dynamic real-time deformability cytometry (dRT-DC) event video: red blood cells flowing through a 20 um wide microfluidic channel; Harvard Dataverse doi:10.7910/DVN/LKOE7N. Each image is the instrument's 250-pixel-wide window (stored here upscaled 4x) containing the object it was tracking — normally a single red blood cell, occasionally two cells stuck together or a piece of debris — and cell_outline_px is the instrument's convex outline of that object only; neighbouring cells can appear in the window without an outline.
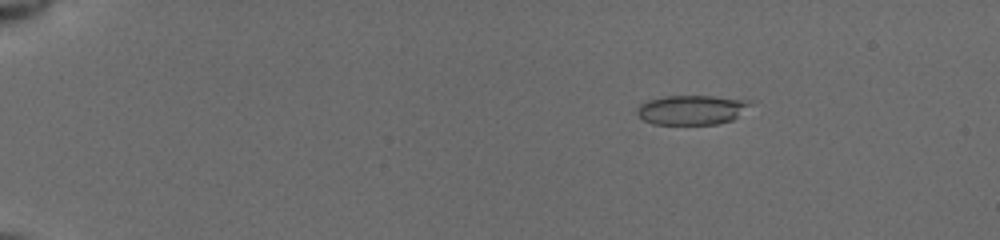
{"species": "common noctule bat (a hibernating species)", "species_latin": "Nyctalus noctula", "temperature_condition": "cold", "stored_images_in_passage": 19, "camera_frame_rate_fps": 3000, "um_per_image_px": 0.085, "animal": {"sex": "female", "body_mass_g": 19.5, "forearm_length_mm": 54.1}, "frame": {"image": 1, "passage_image": 3, "time_ms": 2.333, "image_size_px": [1000, 240], "cell_outline_px": [[752, 104], [732, 120], [716, 124], [652, 124], [644, 120], [636, 112], [636, 108], [640, 104], [648, 100], [664, 96], [712, 96], [752, 100]], "centroid_in_image_um": [58.79, 9.33], "position_along_channel_um": 26.2, "area_um2": 19.48}}
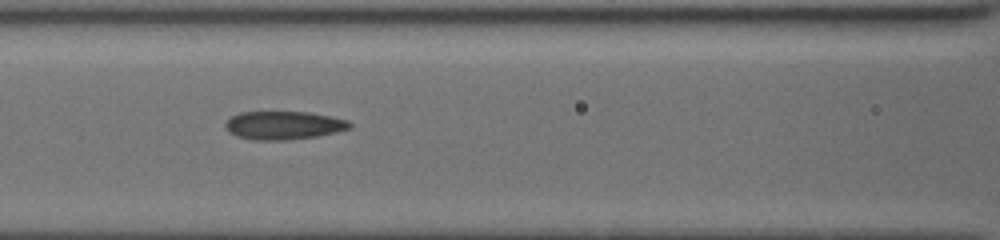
{"frame": {"image": 2, "passage_image": 10, "time_ms": 8.0, "image_size_px": [1000, 240], "cell_outline_px": [[352, 128], [336, 132], [316, 136], [284, 140], [252, 140], [236, 136], [228, 132], [224, 124], [232, 116], [240, 112], [308, 112], [348, 120], [352, 124]], "centroid_in_image_um": [24.09, 10.65], "position_along_channel_um": 142.5, "area_um2": 20.46}}
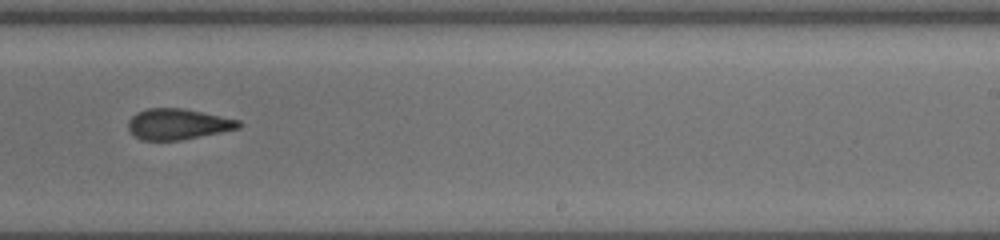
{"frame": {"image": 3, "passage_image": 17, "time_ms": 11.333, "image_size_px": [1000, 240], "cell_outline_px": [[244, 124], [240, 128], [180, 140], [140, 140], [128, 128], [128, 120], [136, 112], [148, 108], [184, 108], [240, 120]], "centroid_in_image_um": [15.13, 10.54], "position_along_channel_um": 273.9, "area_um2": 19.83}}